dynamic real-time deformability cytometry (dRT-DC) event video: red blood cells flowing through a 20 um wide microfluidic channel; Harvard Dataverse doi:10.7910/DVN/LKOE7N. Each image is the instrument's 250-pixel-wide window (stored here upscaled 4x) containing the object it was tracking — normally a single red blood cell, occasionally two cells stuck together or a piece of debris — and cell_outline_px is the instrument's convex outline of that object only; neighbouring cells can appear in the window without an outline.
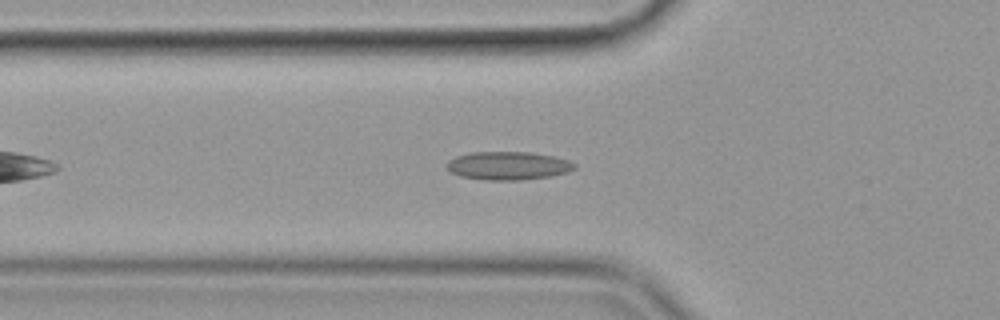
{"species": "common noctule bat (a hibernating species)", "species_latin": "Nyctalus noctula", "temperature_condition": "cold", "stored_images_in_passage": 40, "camera_frame_rate_fps": 3000, "um_per_image_px": 0.085, "animal": {"sex": "female", "body_mass_g": 19.9}, "frame": {"image": 1, "passage_image": 10, "time_ms": 3.0, "image_size_px": [1000, 320], "cell_outline_px": [[576, 168], [568, 172], [548, 176], [520, 180], [484, 180], [460, 176], [452, 172], [448, 168], [448, 160], [456, 156], [472, 152], [528, 152], [552, 156], [568, 160], [576, 164]], "centroid_in_image_um": [43.19, 14.08], "position_along_channel_um": 82.6, "area_um2": 20.87}}
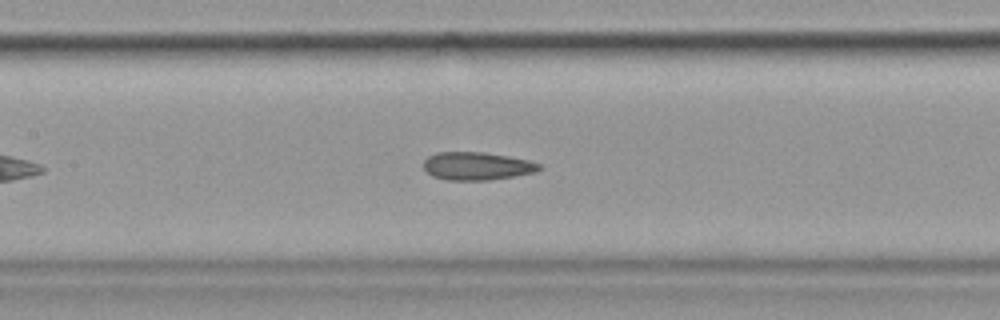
{"frame": {"image": 2, "passage_image": 17, "time_ms": 5.333, "image_size_px": [1000, 320], "cell_outline_px": [[544, 168], [536, 172], [488, 180], [448, 180], [432, 176], [424, 168], [424, 160], [428, 156], [436, 152], [484, 152], [508, 156], [528, 160], [540, 164]], "centroid_in_image_um": [40.54, 14.11], "position_along_channel_um": 166.9, "area_um2": 18.84}}
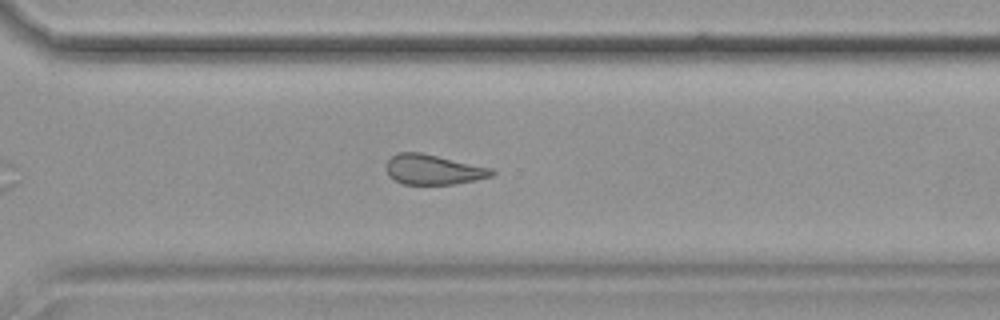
{"frame": {"image": 3, "passage_image": 31, "time_ms": 10.0, "image_size_px": [1000, 320], "cell_outline_px": [[496, 172], [492, 176], [476, 180], [452, 184], [404, 184], [388, 176], [388, 160], [392, 156], [400, 152], [420, 152], [492, 168]], "centroid_in_image_um": [36.86, 14.41], "position_along_channel_um": 333.7, "area_um2": 18.21}, "authors_computed_cell_mechanics": {"area_um2": 19.2185, "velocity_mm_per_s": 3.5863, "shape_relaxation_time_tau1_ms": null, "shape_relaxation_time_tau2_ms": 3.045, "deformation_change_tau1": null, "deformation_change_tau2": 0.0976}}